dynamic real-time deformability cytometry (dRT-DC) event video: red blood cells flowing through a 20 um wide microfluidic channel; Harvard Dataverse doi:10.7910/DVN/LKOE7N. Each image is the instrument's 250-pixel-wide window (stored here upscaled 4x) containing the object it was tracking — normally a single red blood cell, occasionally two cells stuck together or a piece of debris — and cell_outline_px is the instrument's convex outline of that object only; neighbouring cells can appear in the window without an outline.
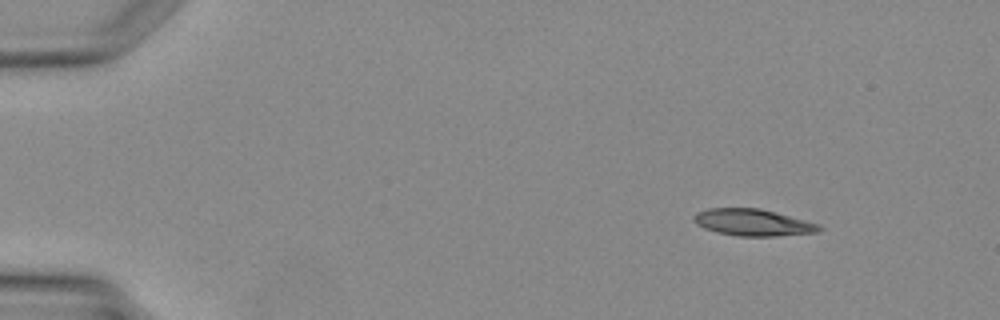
{"species": "Egyptian fruit bat (a non-hibernating species)", "species_latin": "Rousettus aegyptiacus", "temperature_condition": "warm", "stored_images_in_passage": 3, "camera_frame_rate_fps": 3000, "um_per_image_px": 0.085, "animal": {"sex": "female"}, "frame": {"image": 1, "passage_image": 1, "time_ms": 0.0, "image_size_px": [1000, 320], "cell_outline_px": [[824, 228], [820, 232], [776, 236], [736, 236], [716, 232], [704, 228], [696, 224], [692, 220], [692, 216], [696, 212], [708, 208], [760, 208], [776, 212], [820, 224]], "centroid_in_image_um": [63.99, 18.91], "position_along_channel_um": 21.0, "area_um2": 19.83}}
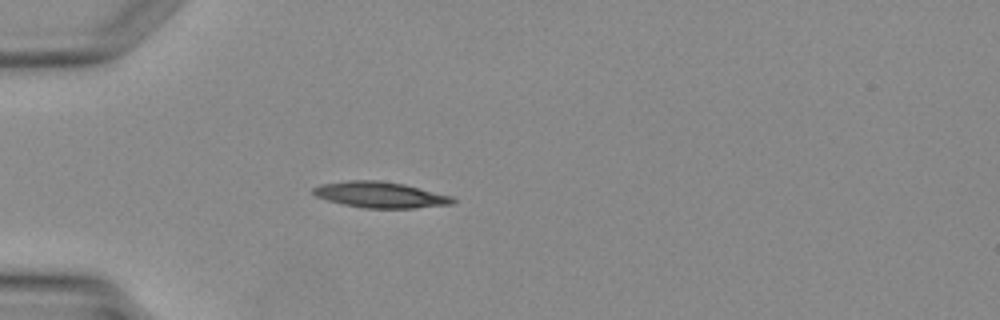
{"frame": {"image": 2, "passage_image": 3, "time_ms": 2.333, "image_size_px": [1000, 320], "cell_outline_px": [[456, 200], [452, 204], [416, 208], [364, 208], [344, 204], [328, 200], [316, 196], [312, 192], [312, 188], [320, 184], [348, 180], [380, 180], [404, 184], [452, 196]], "centroid_in_image_um": [32.32, 16.55], "position_along_channel_um": 52.7, "area_um2": 21.1}}